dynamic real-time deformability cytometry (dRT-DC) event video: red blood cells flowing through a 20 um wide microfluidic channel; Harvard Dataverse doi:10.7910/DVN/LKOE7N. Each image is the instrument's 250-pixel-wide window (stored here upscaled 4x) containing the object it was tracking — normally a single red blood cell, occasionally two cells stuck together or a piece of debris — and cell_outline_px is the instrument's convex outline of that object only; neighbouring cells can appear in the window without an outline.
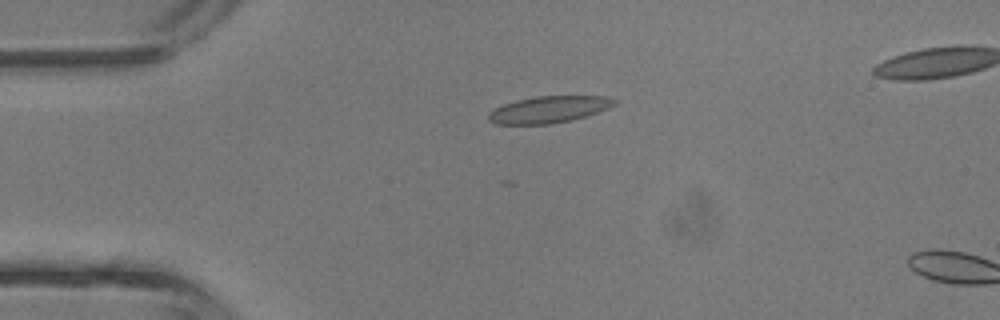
{"species": "common noctule bat (a hibernating species)", "species_latin": "Nyctalus noctula", "temperature_condition": "room temperature", "stored_images_in_passage": 3, "camera_frame_rate_fps": 3000, "um_per_image_px": 0.085, "animal": {"sex": "male", "body_mass_g": 13.3}, "frame": {"image": 1, "passage_image": 1, "time_ms": 0.0, "image_size_px": [1000, 320], "cell_outline_px": [[620, 100], [616, 104], [608, 108], [572, 120], [548, 124], [496, 124], [488, 120], [488, 112], [504, 104], [516, 100], [536, 96], [608, 96]], "centroid_in_image_um": [46.67, 9.3], "position_along_channel_um": 38.3, "area_um2": 19.59}}